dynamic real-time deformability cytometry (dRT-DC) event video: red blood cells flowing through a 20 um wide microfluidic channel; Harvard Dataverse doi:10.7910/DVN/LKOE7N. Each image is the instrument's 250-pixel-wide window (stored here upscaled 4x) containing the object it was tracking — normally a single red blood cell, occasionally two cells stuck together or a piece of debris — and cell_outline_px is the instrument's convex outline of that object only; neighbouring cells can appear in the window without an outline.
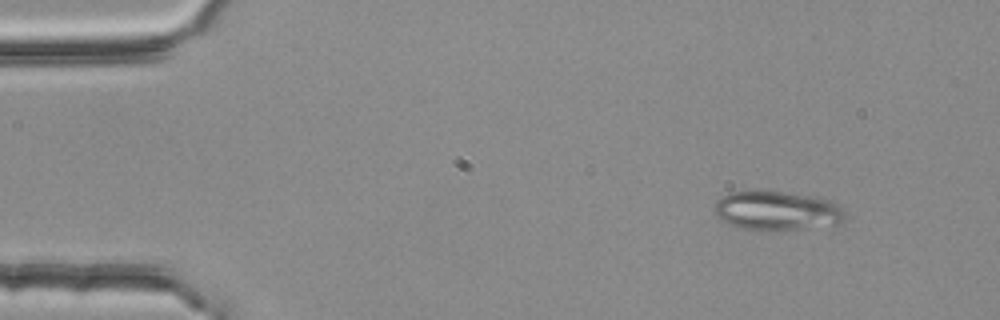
{"species": "common noctule bat (a hibernating species)", "species_latin": "Nyctalus noctula", "temperature_condition": "room temperature", "stored_images_in_passage": 4, "camera_frame_rate_fps": 3000, "um_per_image_px": 0.085, "animal": {"sex": "female", "body_mass_g": 25.1}, "frame": {"image": 1, "passage_image": 2, "time_ms": 0.333, "image_size_px": [1000, 320], "cell_outline_px": [[844, 216], [840, 224], [800, 228], [740, 228], [728, 224], [720, 220], [716, 216], [712, 208], [716, 200], [720, 196], [732, 192], [784, 192], [832, 200], [844, 212]], "centroid_in_image_um": [65.97, 17.89], "position_along_channel_um": 19.0, "area_um2": 28.96}}